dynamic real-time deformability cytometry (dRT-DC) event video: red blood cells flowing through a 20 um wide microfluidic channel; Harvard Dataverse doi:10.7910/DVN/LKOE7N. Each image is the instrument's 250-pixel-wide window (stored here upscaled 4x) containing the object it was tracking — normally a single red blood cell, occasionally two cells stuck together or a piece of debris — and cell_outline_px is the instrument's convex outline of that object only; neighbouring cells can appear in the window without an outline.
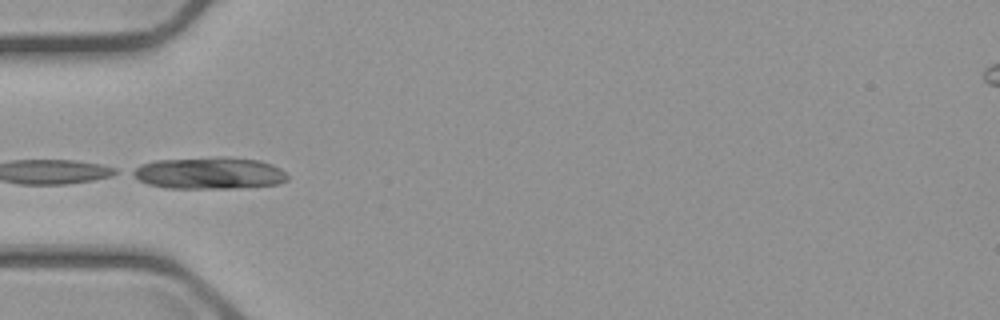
{"species": "common noctule bat (a hibernating species)", "species_latin": "Nyctalus noctula", "temperature_condition": "cold", "stored_images_in_passage": 6, "camera_frame_rate_fps": 3000, "um_per_image_px": 0.085, "animal": {"sex": "male", "body_mass_g": 23.1, "forearm_length_mm": 52.7}, "frame": {"image": 1, "passage_image": 4, "time_ms": 4.333, "image_size_px": [1000, 320], "cell_outline_px": [[288, 180], [276, 184], [236, 188], [164, 188], [148, 184], [140, 180], [128, 172], [132, 168], [140, 164], [156, 160], [216, 156], [224, 156], [260, 160], [272, 164], [280, 168], [288, 176]], "centroid_in_image_um": [17.75, 14.7], "position_along_channel_um": 67.2, "area_um2": 29.19}}
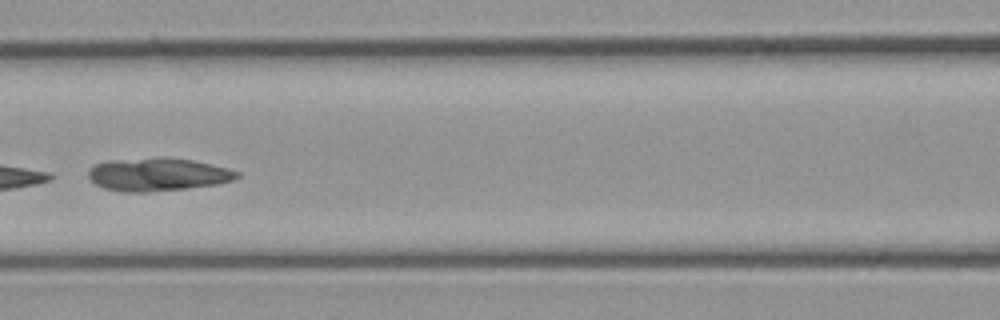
{"frame": {"image": 2, "passage_image": 6, "time_ms": 6.667, "image_size_px": [1000, 320], "cell_outline_px": [[240, 176], [232, 180], [220, 184], [148, 192], [124, 192], [104, 188], [96, 184], [88, 176], [88, 168], [92, 164], [108, 160], [192, 160], [228, 168], [240, 172]], "centroid_in_image_um": [13.39, 14.87], "position_along_channel_um": 153.2, "area_um2": 27.74}}